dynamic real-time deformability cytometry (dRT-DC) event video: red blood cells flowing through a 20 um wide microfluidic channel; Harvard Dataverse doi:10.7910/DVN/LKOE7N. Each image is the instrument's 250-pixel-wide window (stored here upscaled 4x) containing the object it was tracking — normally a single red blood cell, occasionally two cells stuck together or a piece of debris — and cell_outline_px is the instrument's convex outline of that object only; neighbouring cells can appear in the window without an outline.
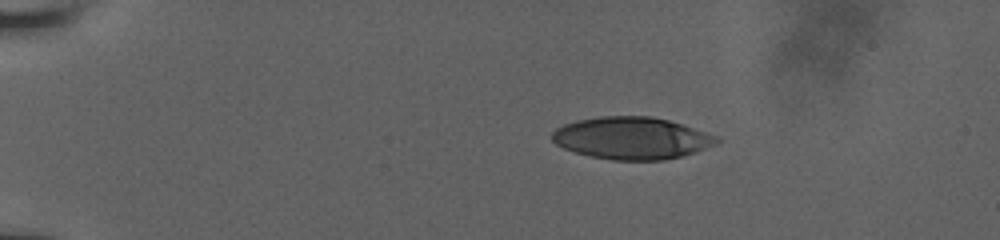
{"species": "human", "species_latin": "Homo sapiens", "temperature_condition": "room temperature", "stored_images_in_passage": 23, "camera_frame_rate_fps": 3000, "um_per_image_px": 0.085, "donor": {"sex": "male"}, "frame": {"image": 1, "passage_image": 1, "time_ms": 0.0, "image_size_px": [1000, 240], "cell_outline_px": [[720, 140], [716, 144], [696, 152], [664, 160], [612, 160], [588, 156], [564, 148], [556, 144], [552, 140], [552, 132], [556, 128], [564, 124], [576, 120], [600, 116], [652, 116], [684, 124], [716, 136]], "centroid_in_image_um": [53.69, 11.73], "position_along_channel_um": 31.3, "area_um2": 40.52}}
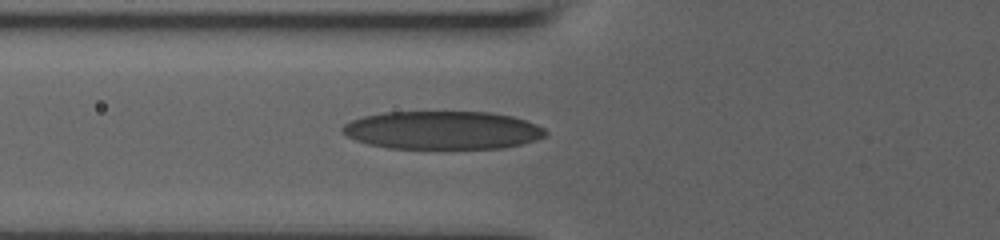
{"frame": {"image": 2, "passage_image": 10, "time_ms": 3.667, "image_size_px": [1000, 240], "cell_outline_px": [[548, 132], [544, 136], [520, 144], [504, 148], [388, 148], [368, 144], [356, 140], [340, 132], [340, 128], [344, 124], [352, 120], [364, 116], [384, 112], [488, 112], [512, 116], [536, 124], [544, 128]], "centroid_in_image_um": [37.58, 11.06], "position_along_channel_um": 88.2, "area_um2": 45.03}}
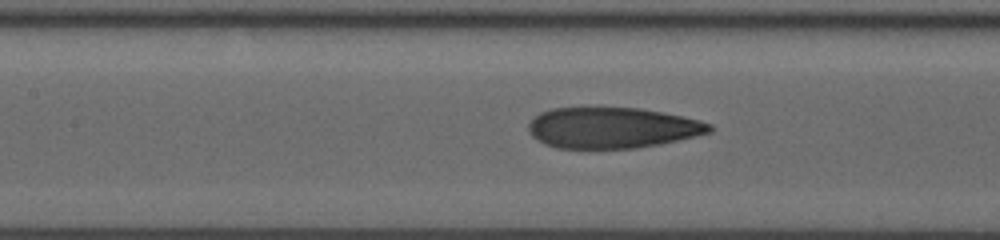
{"frame": {"image": 3, "passage_image": 18, "time_ms": 5.333, "image_size_px": [1000, 240], "cell_outline_px": [[712, 132], [660, 144], [636, 148], [556, 148], [544, 144], [536, 140], [528, 132], [528, 124], [540, 112], [552, 108], [640, 108], [700, 120], [712, 124]], "centroid_in_image_um": [52.01, 10.87], "position_along_channel_um": 155.4, "area_um2": 43.0}}